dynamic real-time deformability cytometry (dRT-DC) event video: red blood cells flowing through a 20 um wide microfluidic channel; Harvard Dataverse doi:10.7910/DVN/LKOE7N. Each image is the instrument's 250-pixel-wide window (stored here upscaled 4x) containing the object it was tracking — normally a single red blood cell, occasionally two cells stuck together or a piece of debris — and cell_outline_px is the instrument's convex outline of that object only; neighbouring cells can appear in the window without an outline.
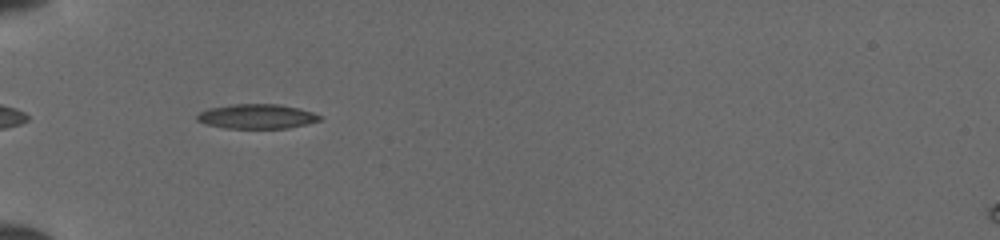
{"species": "common noctule bat (a hibernating species)", "species_latin": "Nyctalus noctula", "temperature_condition": "cold", "stored_images_in_passage": 34, "camera_frame_rate_fps": 3000, "um_per_image_px": 0.085, "animal": {"sex": "female", "body_mass_g": 19.5, "forearm_length_mm": 54.1}, "frame": {"image": 1, "passage_image": 1, "time_ms": 0.0, "image_size_px": [1000, 240], "cell_outline_px": [[324, 116], [320, 120], [308, 124], [288, 128], [224, 128], [208, 124], [196, 120], [196, 116], [200, 112], [208, 108], [232, 104], [280, 104], [300, 108]], "centroid_in_image_um": [21.87, 9.89], "position_along_channel_um": 63.1, "area_um2": 17.69}}
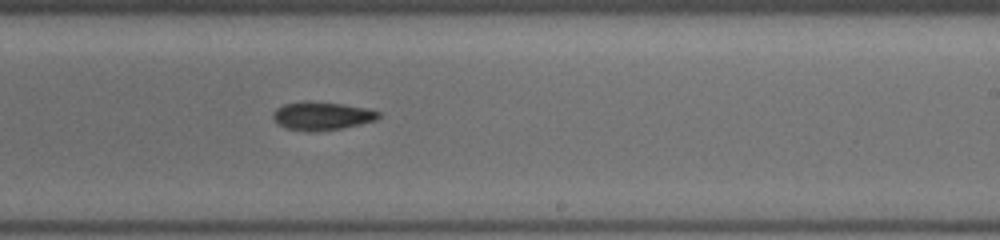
{"frame": {"image": 2, "passage_image": 16, "time_ms": 5.0, "image_size_px": [1000, 240], "cell_outline_px": [[380, 116], [376, 120], [340, 128], [316, 132], [308, 132], [284, 128], [272, 116], [272, 112], [276, 108], [284, 104], [304, 100], [308, 100], [340, 104], [368, 108], [380, 112]], "centroid_in_image_um": [27.32, 9.84], "position_along_channel_um": 261.7, "area_um2": 17.46}}
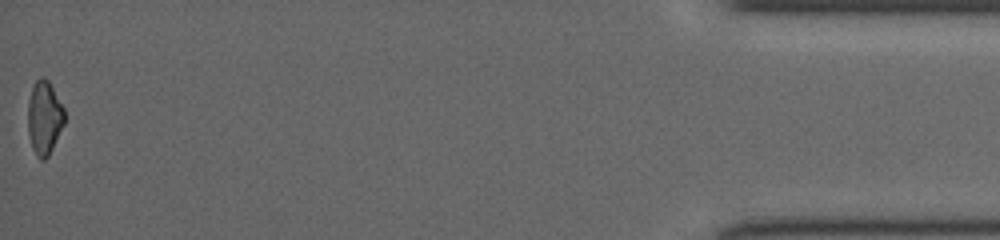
{"frame": {"image": 3, "passage_image": 34, "time_ms": 11.0, "image_size_px": [1000, 240], "cell_outline_px": [[64, 124], [48, 156], [44, 160], [40, 160], [36, 156], [32, 148], [28, 132], [28, 100], [32, 84], [40, 76], [44, 76], [48, 80], [64, 108]], "centroid_in_image_um": [3.75, 9.98], "position_along_channel_um": 431.5, "area_um2": 15.78}}